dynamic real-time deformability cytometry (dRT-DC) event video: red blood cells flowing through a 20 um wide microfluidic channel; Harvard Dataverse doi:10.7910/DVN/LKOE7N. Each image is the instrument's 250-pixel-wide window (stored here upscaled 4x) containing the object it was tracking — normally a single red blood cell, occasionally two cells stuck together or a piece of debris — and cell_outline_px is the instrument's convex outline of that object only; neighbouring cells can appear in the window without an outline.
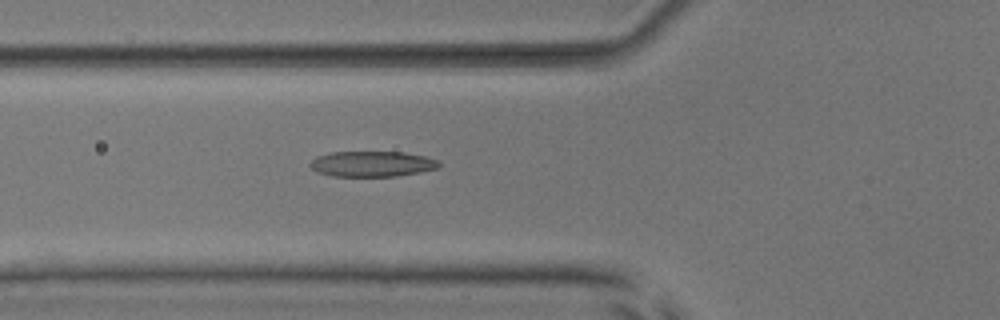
{"species": "common noctule bat (a hibernating species)", "species_latin": "Nyctalus noctula", "temperature_condition": "room temperature", "stored_images_in_passage": 5, "camera_frame_rate_fps": 3000, "um_per_image_px": 0.085, "animal": {"sex": "male", "body_mass_g": 17.9, "forearm_length_mm": 54.2}, "frame": {"image": 1, "passage_image": 5, "time_ms": 1.333, "image_size_px": [1000, 320], "cell_outline_px": [[440, 168], [420, 172], [396, 176], [332, 176], [320, 172], [312, 168], [308, 164], [316, 156], [332, 152], [404, 152], [424, 156], [436, 160], [440, 164]], "centroid_in_image_um": [31.64, 13.93], "position_along_channel_um": 94.2, "area_um2": 19.07}}